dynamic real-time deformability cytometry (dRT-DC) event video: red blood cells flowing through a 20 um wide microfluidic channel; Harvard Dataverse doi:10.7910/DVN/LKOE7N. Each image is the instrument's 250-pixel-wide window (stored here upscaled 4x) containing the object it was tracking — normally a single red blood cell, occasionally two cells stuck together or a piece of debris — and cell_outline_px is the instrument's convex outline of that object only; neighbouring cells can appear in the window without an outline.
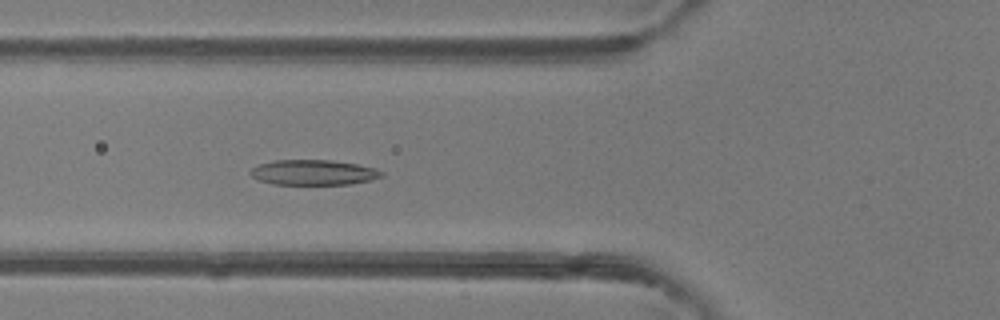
{"species": "common noctule bat (a hibernating species)", "species_latin": "Nyctalus noctula", "temperature_condition": "room temperature", "stored_images_in_passage": 50, "camera_frame_rate_fps": 3000, "um_per_image_px": 0.085, "animal": {"sex": "female"}, "frame": {"image": 1, "passage_image": 19, "time_ms": 6.0, "image_size_px": [1000, 320], "cell_outline_px": [[384, 176], [368, 180], [348, 184], [272, 184], [260, 180], [252, 176], [248, 172], [252, 168], [260, 164], [276, 160], [332, 160], [356, 164], [376, 168], [384, 172]], "centroid_in_image_um": [26.65, 14.65], "position_along_channel_um": 99.1, "area_um2": 19.13}}
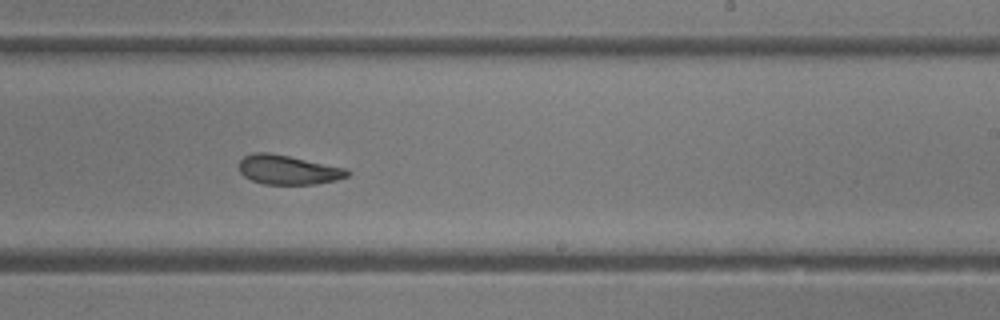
{"frame": {"image": 2, "passage_image": 31, "time_ms": 10.0, "image_size_px": [1000, 320], "cell_outline_px": [[352, 172], [348, 176], [336, 180], [316, 184], [264, 184], [252, 180], [244, 176], [240, 172], [240, 160], [244, 156], [252, 152], [268, 152], [288, 156], [344, 168]], "centroid_in_image_um": [24.47, 14.43], "position_along_channel_um": 264.5, "area_um2": 18.32}}
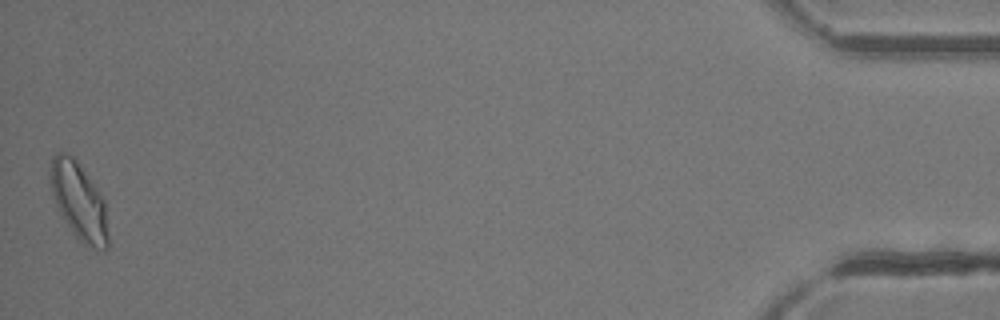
{"frame": {"image": 3, "passage_image": 50, "time_ms": 16.333, "image_size_px": [1000, 320], "cell_outline_px": [[108, 248], [104, 252], [96, 252], [84, 244], [72, 232], [56, 204], [48, 180], [48, 176], [52, 156], [56, 152], [64, 152], [72, 156], [76, 160], [104, 200], [108, 236]], "centroid_in_image_um": [6.7, 17.14], "position_along_channel_um": 428.5, "area_um2": 26.01}, "authors_computed_cell_mechanics": {"area_um2": 20.4612, "velocity_mm_per_s": 4.1281, "shape_relaxation_time_tau1_ms": 8.8629, "shape_relaxation_time_tau2_ms": 1.8344, "deformation_change_tau1": 0.2158, "deformation_change_tau2": 0.0826}}